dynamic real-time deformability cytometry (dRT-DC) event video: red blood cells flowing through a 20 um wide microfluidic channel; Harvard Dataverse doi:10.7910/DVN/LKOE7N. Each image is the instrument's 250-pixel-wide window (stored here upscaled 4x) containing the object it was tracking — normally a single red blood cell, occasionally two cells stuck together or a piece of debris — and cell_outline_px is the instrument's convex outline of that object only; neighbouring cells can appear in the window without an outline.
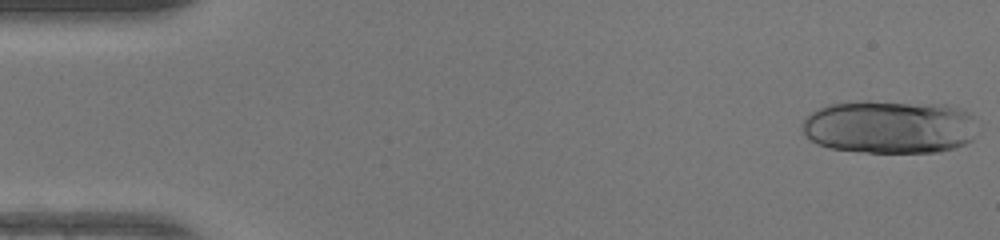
{"species": "human", "species_latin": "Homo sapiens", "temperature_condition": "warm", "stored_images_in_passage": 48, "segment_of_instrument_passage": [1, 2], "camera_frame_rate_fps": 3000, "um_per_image_px": 0.085, "donor": {"sex": "female"}, "frame": {"image": 1, "passage_image": 1, "time_ms": 0.0, "image_size_px": [1000, 240], "cell_outline_px": [[976, 136], [972, 140], [956, 148], [940, 152], [868, 152], [828, 148], [816, 144], [804, 132], [800, 124], [812, 112], [828, 104], [868, 100], [944, 104], [964, 108], [976, 116]], "centroid_in_image_um": [75.69, 10.77], "position_along_channel_um": 9.3, "area_um2": 55.49}}
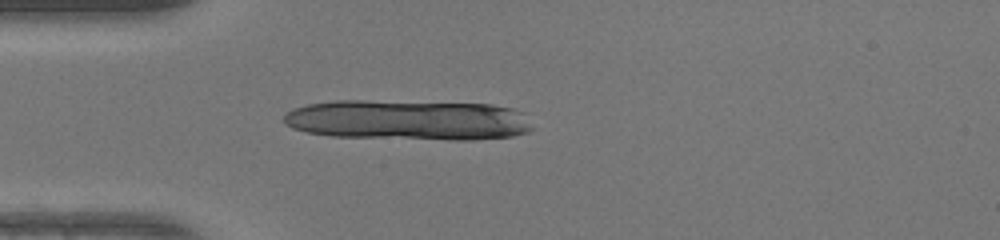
{"frame": {"image": 2, "passage_image": 13, "time_ms": 4.0, "image_size_px": [1000, 240], "cell_outline_px": [[532, 128], [528, 132], [512, 136], [476, 140], [452, 140], [332, 136], [308, 132], [292, 128], [284, 124], [284, 116], [292, 108], [308, 104], [336, 100], [364, 100], [492, 104], [512, 108], [520, 112]], "centroid_in_image_um": [34.66, 10.2], "position_along_channel_um": 50.3, "area_um2": 58.61}}